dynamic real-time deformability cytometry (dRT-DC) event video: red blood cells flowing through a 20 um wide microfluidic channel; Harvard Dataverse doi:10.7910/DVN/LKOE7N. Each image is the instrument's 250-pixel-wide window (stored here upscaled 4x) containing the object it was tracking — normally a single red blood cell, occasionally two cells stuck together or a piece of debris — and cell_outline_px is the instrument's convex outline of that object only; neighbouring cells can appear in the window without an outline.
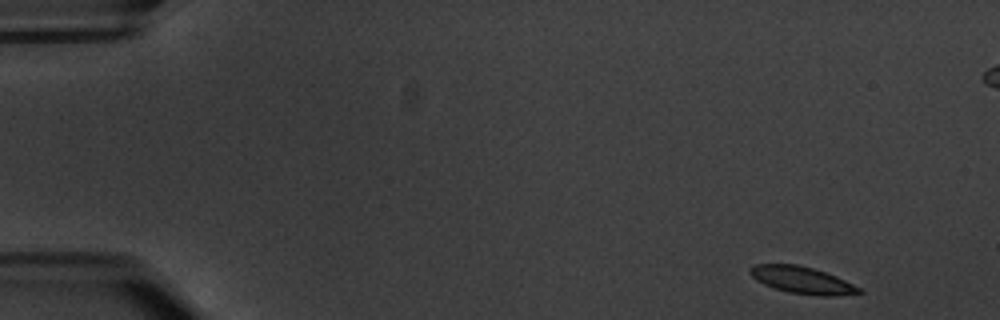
{"species": "common noctule bat (a hibernating species)", "species_latin": "Nyctalus noctula", "temperature_condition": "warm", "stored_images_in_passage": 5, "camera_frame_rate_fps": 3000, "um_per_image_px": 0.085, "animal": {"sex": "male", "body_mass_g": 20.1, "forearm_length_mm": 53.5}, "frame": {"image": 1, "passage_image": 1, "time_ms": 0.0, "image_size_px": [1000, 320], "cell_outline_px": [[864, 292], [836, 296], [816, 296], [788, 292], [764, 284], [756, 280], [748, 272], [748, 268], [752, 264], [796, 264], [812, 268], [836, 276], [860, 288]], "centroid_in_image_um": [68.14, 23.81], "position_along_channel_um": 16.9, "area_um2": 17.11}}